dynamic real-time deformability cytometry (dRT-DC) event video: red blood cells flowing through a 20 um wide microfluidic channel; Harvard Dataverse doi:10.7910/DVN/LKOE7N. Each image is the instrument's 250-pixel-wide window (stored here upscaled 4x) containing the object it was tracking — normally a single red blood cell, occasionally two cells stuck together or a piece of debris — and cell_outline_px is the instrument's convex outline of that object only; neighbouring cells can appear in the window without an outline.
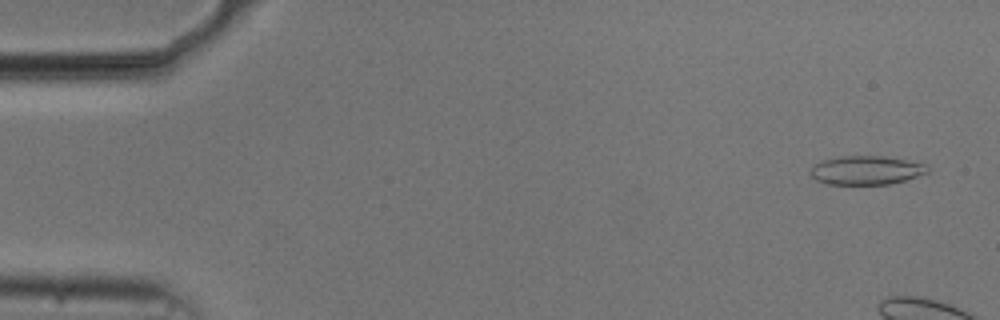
{"species": "common noctule bat (a hibernating species)", "species_latin": "Nyctalus noctula", "temperature_condition": "cold", "stored_images_in_passage": 9, "camera_frame_rate_fps": 3000, "um_per_image_px": 0.085, "animal": {"sex": "male", "body_mass_g": 20.5, "forearm_length_mm": 52.5}, "frame": {"image": 1, "passage_image": 3, "time_ms": 0.667, "image_size_px": [1000, 320], "cell_outline_px": [[928, 172], [904, 180], [888, 184], [828, 184], [816, 180], [812, 176], [812, 168], [820, 160], [840, 156], [884, 156], [928, 164]], "centroid_in_image_um": [73.64, 14.46], "position_along_channel_um": 11.4, "area_um2": 19.48}}